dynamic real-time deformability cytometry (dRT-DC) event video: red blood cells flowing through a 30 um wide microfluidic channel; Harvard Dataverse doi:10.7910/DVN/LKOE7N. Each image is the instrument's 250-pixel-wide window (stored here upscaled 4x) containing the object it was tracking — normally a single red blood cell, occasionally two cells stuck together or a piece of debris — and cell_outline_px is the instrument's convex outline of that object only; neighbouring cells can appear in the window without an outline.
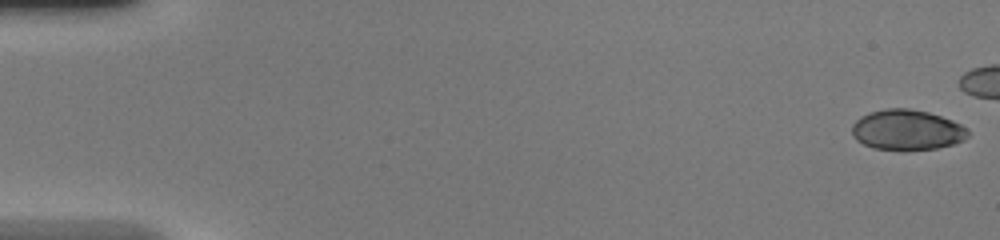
{"species": "common noctule bat (a hibernating species)", "species_latin": "Nyctalus noctula", "temperature_condition": "warm", "stored_images_in_passage": 38, "camera_frame_rate_fps": 3000, "um_per_image_px": 0.085, "animal": {"sex": "female", "body_mass_g": 20.0, "forearm_length_mm": 54.0}, "frame": {"image": 1, "passage_image": 1, "time_ms": 0.0, "image_size_px": [1000, 240], "cell_outline_px": [[968, 136], [964, 140], [952, 144], [936, 148], [900, 152], [872, 148], [856, 140], [852, 136], [852, 124], [860, 116], [868, 112], [884, 108], [908, 108], [928, 112], [952, 120], [960, 124], [968, 132]], "centroid_in_image_um": [77.03, 11.06], "position_along_channel_um": 8.0, "area_um2": 27.74}}